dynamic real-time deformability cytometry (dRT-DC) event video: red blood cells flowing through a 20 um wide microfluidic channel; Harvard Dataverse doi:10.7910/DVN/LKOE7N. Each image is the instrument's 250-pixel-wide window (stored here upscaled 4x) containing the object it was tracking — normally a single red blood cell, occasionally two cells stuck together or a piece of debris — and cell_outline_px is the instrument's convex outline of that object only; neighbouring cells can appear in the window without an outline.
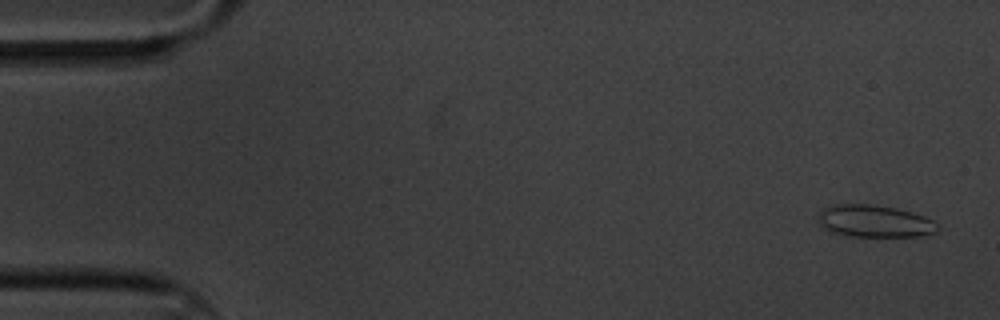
{"species": "common noctule bat (a hibernating species)", "species_latin": "Nyctalus noctula", "temperature_condition": "cold", "stored_images_in_passage": 12, "camera_frame_rate_fps": 3000, "um_per_image_px": 0.085, "animal": {"sex": "male", "body_mass_g": 20.1, "forearm_length_mm": 53.5}, "frame": {"image": 1, "passage_image": 1, "time_ms": 0.0, "image_size_px": [1000, 320], "cell_outline_px": [[940, 228], [936, 232], [920, 236], [852, 236], [832, 232], [820, 224], [820, 212], [824, 208], [836, 204], [868, 204], [896, 208], [912, 212], [924, 216], [932, 220]], "centroid_in_image_um": [74.38, 18.8], "position_along_channel_um": 10.6, "area_um2": 22.08}}
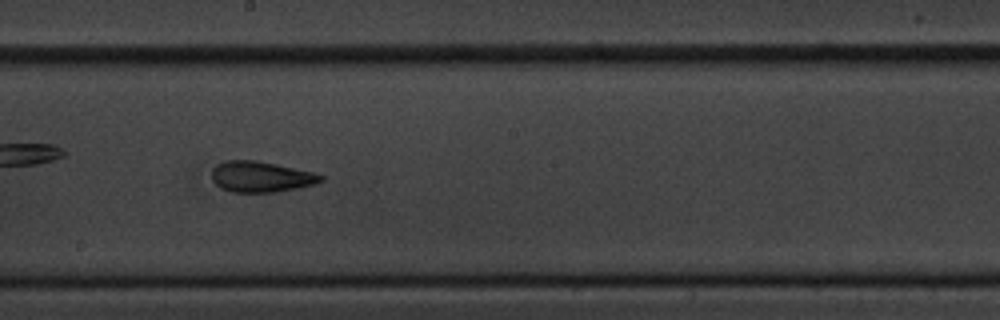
{"frame": {"image": 2, "passage_image": 10, "time_ms": 3.0, "image_size_px": [1000, 320], "cell_outline_px": [[324, 180], [316, 184], [276, 192], [232, 192], [220, 188], [212, 180], [212, 168], [216, 164], [224, 160], [256, 160], [276, 164], [312, 172], [324, 176]], "centroid_in_image_um": [22.15, 15.02], "position_along_channel_um": 226.0, "area_um2": 19.65}}
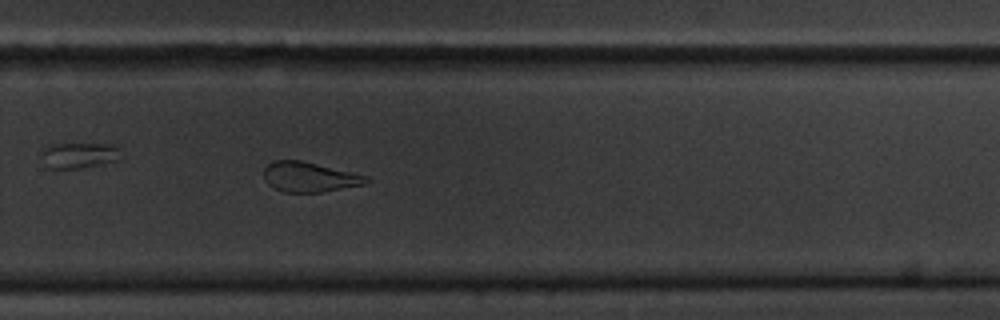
{"frame": {"image": 3, "passage_image": 12, "time_ms": 3.667, "image_size_px": [1000, 320], "cell_outline_px": [[372, 180], [364, 184], [320, 192], [284, 192], [272, 188], [264, 180], [264, 168], [268, 164], [276, 160], [300, 160], [368, 176]], "centroid_in_image_um": [26.27, 15.05], "position_along_channel_um": 303.5, "area_um2": 17.74}}